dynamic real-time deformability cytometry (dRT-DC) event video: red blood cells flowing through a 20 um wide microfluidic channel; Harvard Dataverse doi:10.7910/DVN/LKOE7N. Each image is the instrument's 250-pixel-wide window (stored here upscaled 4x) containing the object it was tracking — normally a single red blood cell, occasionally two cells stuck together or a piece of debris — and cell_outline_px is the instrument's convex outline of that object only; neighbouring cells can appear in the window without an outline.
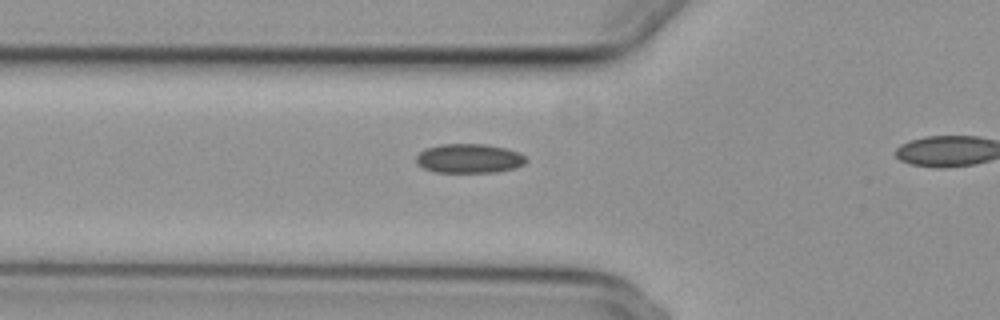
{"species": "common noctule bat (a hibernating species)", "species_latin": "Nyctalus noctula", "temperature_condition": "cold", "stored_images_in_passage": 18, "camera_frame_rate_fps": 3000, "um_per_image_px": 0.085, "animal": {"sex": "female", "body_mass_g": 29.2, "forearm_length_mm": 56.3}, "frame": {"image": 1, "passage_image": 16, "time_ms": 5.0, "image_size_px": [1000, 320], "cell_outline_px": [[528, 160], [524, 164], [516, 168], [496, 172], [436, 172], [424, 168], [416, 164], [416, 156], [424, 148], [440, 144], [484, 144], [504, 148], [520, 152]], "centroid_in_image_um": [39.87, 13.47], "position_along_channel_um": 85.9, "area_um2": 18.84}}